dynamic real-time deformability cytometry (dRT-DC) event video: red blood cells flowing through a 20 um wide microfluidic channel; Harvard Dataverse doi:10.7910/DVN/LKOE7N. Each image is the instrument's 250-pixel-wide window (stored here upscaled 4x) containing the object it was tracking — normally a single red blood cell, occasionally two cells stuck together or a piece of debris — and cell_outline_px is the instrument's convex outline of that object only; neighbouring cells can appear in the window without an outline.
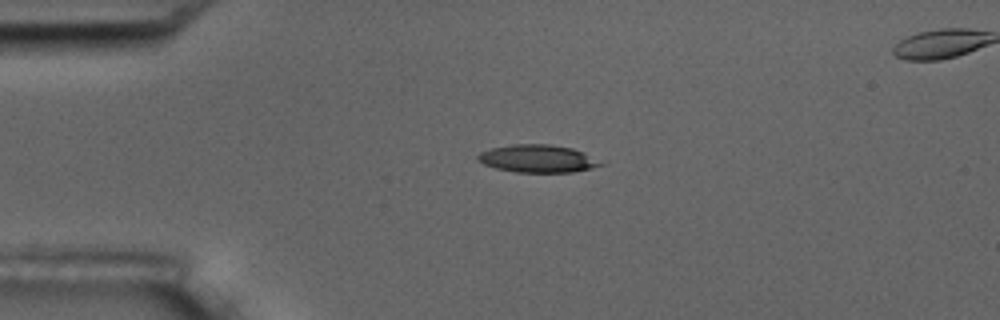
{"species": "common noctule bat (a hibernating species)", "species_latin": "Nyctalus noctula", "temperature_condition": "room temperature", "stored_images_in_passage": 3, "camera_frame_rate_fps": 3000, "um_per_image_px": 0.085, "animal": {"sex": "male", "body_mass_g": 17.5, "forearm_length_mm": 52.3}, "frame": {"image": 1, "passage_image": 1, "time_ms": 0.0, "image_size_px": [1000, 320], "cell_outline_px": [[604, 164], [592, 168], [572, 172], [516, 172], [496, 168], [484, 164], [476, 160], [476, 156], [480, 152], [492, 148], [512, 144], [548, 144], [572, 148], [584, 152]], "centroid_in_image_um": [45.67, 13.48], "position_along_channel_um": 39.3, "area_um2": 19.71}}